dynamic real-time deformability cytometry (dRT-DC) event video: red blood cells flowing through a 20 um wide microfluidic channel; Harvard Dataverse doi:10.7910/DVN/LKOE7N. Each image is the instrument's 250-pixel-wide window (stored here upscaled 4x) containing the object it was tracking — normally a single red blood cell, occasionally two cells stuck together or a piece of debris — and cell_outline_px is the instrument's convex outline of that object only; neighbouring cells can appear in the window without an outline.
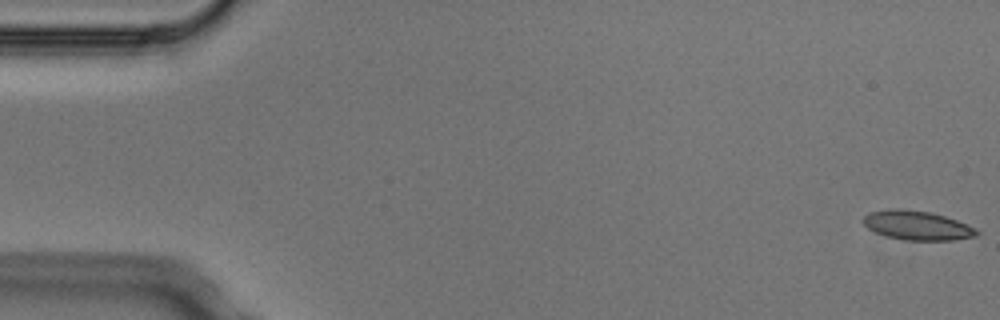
{"species": "Egyptian fruit bat (a non-hibernating species)", "species_latin": "Rousettus aegyptiacus", "temperature_condition": "cold", "stored_images_in_passage": 4, "camera_frame_rate_fps": 3000, "um_per_image_px": 0.085, "animal": {"sex": "male"}, "frame": {"image": 1, "passage_image": 1, "time_ms": 0.0, "image_size_px": [1000, 320], "cell_outline_px": [[980, 232], [976, 236], [952, 240], [904, 240], [888, 236], [876, 232], [868, 228], [860, 220], [868, 212], [888, 208], [900, 208], [932, 212], [956, 220], [976, 228]], "centroid_in_image_um": [77.92, 19.14], "position_along_channel_um": 7.1, "area_um2": 19.42}}
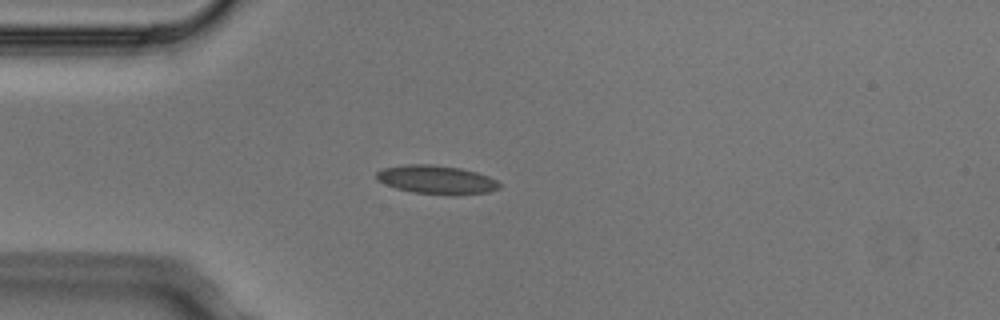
{"frame": {"image": 2, "passage_image": 4, "time_ms": 1.0, "image_size_px": [1000, 320], "cell_outline_px": [[504, 184], [500, 188], [488, 192], [452, 196], [448, 196], [412, 192], [396, 188], [384, 184], [376, 180], [376, 172], [384, 168], [404, 164], [432, 164], [460, 168], [476, 172], [488, 176]], "centroid_in_image_um": [37.12, 15.29], "position_along_channel_um": 47.9, "area_um2": 20.92}}